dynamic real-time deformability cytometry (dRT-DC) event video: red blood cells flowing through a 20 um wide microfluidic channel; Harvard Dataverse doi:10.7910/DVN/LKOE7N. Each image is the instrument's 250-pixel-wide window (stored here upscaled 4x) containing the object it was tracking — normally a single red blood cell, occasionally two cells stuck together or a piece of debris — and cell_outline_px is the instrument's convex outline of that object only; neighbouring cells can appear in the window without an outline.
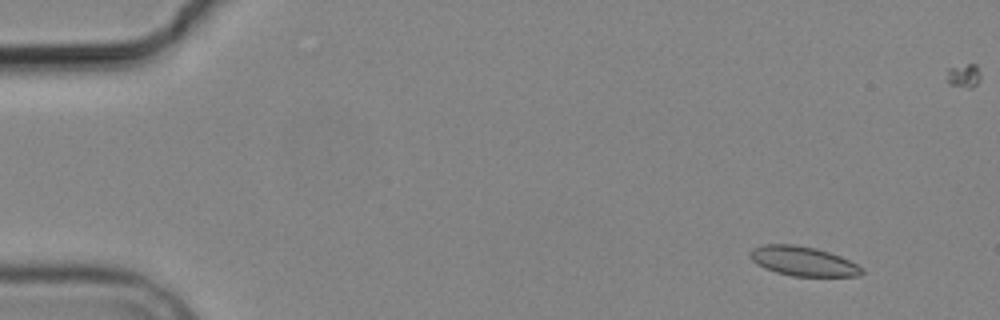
{"species": "common noctule bat (a hibernating species)", "species_latin": "Nyctalus noctula", "temperature_condition": "cold", "stored_images_in_passage": 6, "camera_frame_rate_fps": 3000, "um_per_image_px": 0.085, "animal": {"sex": "male", "body_mass_g": 19.2, "forearm_length_mm": 51.8}, "frame": {"image": 1, "passage_image": 1, "time_ms": 0.0, "image_size_px": [1000, 320], "cell_outline_px": [[864, 272], [860, 276], [792, 276], [776, 272], [764, 268], [756, 264], [752, 260], [748, 252], [752, 248], [764, 244], [796, 244], [816, 248], [840, 256], [864, 268]], "centroid_in_image_um": [68.24, 22.2], "position_along_channel_um": 16.8, "area_um2": 19.31}}